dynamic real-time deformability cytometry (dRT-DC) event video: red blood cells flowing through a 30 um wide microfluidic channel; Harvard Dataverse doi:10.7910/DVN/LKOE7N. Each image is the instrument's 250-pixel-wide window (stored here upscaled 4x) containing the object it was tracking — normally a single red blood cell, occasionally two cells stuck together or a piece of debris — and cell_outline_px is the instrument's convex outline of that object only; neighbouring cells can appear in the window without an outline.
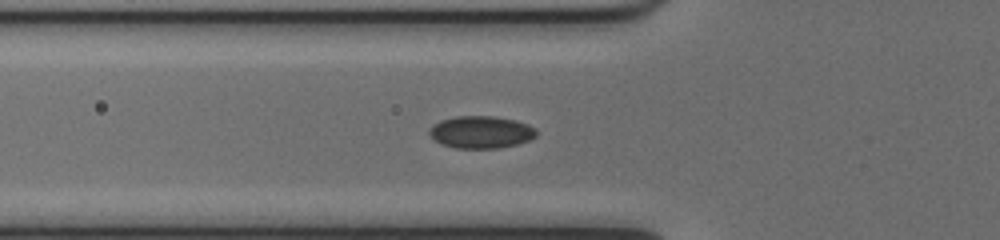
{"species": "common noctule bat (a hibernating species)", "species_latin": "Nyctalus noctula", "temperature_condition": "cold", "stored_images_in_passage": 29, "camera_frame_rate_fps": 3000, "um_per_image_px": 0.085, "animal": {"sex": "female", "body_mass_g": 17.0, "forearm_length_mm": 48.0}, "frame": {"image": 1, "passage_image": 2, "time_ms": 0.333, "image_size_px": [1000, 240], "cell_outline_px": [[536, 136], [528, 140], [516, 144], [500, 148], [456, 148], [440, 144], [428, 132], [428, 128], [440, 120], [456, 116], [496, 116], [516, 120], [528, 124], [536, 128]], "centroid_in_image_um": [40.88, 11.22], "position_along_channel_um": 84.9, "area_um2": 20.23}}
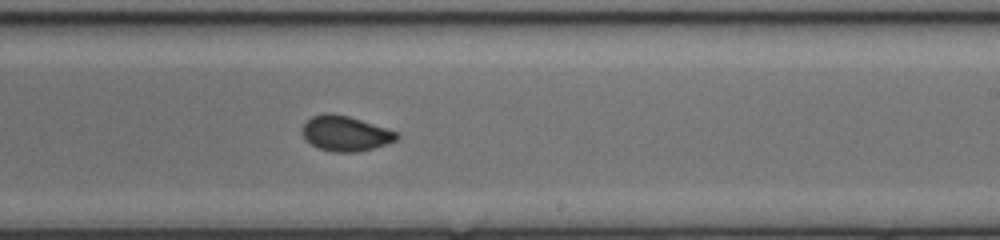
{"frame": {"image": 2, "passage_image": 15, "time_ms": 4.667, "image_size_px": [1000, 240], "cell_outline_px": [[400, 136], [396, 140], [372, 148], [356, 152], [332, 152], [320, 148], [312, 144], [300, 132], [300, 128], [312, 116], [324, 112], [332, 112], [348, 116], [400, 132]], "centroid_in_image_um": [29.36, 11.32], "position_along_channel_um": 259.6, "area_um2": 19.36}}
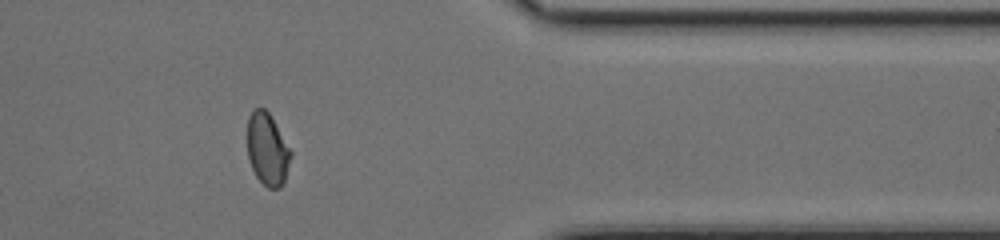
{"frame": {"image": 3, "passage_image": 26, "time_ms": 8.333, "image_size_px": [1000, 240], "cell_outline_px": [[292, 156], [284, 180], [280, 188], [268, 188], [256, 176], [252, 168], [248, 156], [248, 116], [256, 108], [264, 108], [272, 116], [292, 152]], "centroid_in_image_um": [22.74, 12.67], "position_along_channel_um": 388.7, "area_um2": 18.21}, "authors_computed_cell_mechanics": {"area_um2": 19.4786, "velocity_mm_per_s": 4.0079, "shape_relaxation_time_tau1_ms": null, "shape_relaxation_time_tau2_ms": 1.0039, "deformation_change_tau1": null, "deformation_change_tau2": 0.0386}}